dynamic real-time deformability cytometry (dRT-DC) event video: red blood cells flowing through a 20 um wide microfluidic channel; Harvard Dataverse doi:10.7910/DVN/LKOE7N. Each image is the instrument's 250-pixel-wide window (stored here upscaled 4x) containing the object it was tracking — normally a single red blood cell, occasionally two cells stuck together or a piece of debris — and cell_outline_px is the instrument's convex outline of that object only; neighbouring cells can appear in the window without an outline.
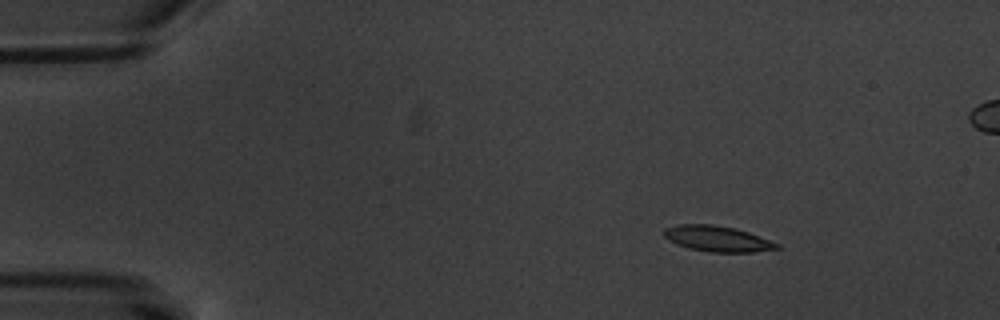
{"species": "common noctule bat (a hibernating species)", "species_latin": "Nyctalus noctula", "temperature_condition": "warm", "stored_images_in_passage": 7, "camera_frame_rate_fps": 3000, "um_per_image_px": 0.085, "animal": {"sex": "male", "body_mass_g": 20.1, "forearm_length_mm": 53.5}, "frame": {"image": 1, "passage_image": 3, "time_ms": 2.333, "image_size_px": [1000, 320], "cell_outline_px": [[780, 248], [752, 252], [708, 252], [688, 248], [676, 244], [668, 240], [664, 236], [664, 228], [680, 224], [712, 224], [732, 228], [748, 232], [780, 244]], "centroid_in_image_um": [60.94, 20.3], "position_along_channel_um": 24.1, "area_um2": 16.82}}